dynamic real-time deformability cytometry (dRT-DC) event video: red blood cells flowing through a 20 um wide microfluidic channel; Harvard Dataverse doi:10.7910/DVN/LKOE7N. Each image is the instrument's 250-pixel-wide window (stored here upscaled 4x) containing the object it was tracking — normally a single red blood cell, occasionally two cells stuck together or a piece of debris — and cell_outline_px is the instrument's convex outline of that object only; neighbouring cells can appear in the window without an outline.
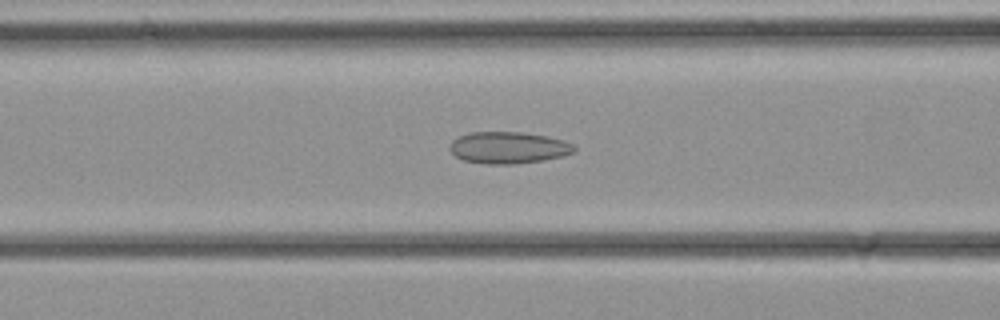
{"species": "common noctule bat (a hibernating species)", "species_latin": "Nyctalus noctula", "temperature_condition": "cold", "stored_images_in_passage": 29, "camera_frame_rate_fps": 3000, "um_per_image_px": 0.085, "animal": {"sex": "female", "body_mass_g": 21.9}, "frame": {"image": 1, "passage_image": 14, "time_ms": 4.333, "image_size_px": [1000, 320], "cell_outline_px": [[576, 148], [572, 152], [564, 156], [544, 160], [512, 164], [488, 164], [464, 160], [456, 156], [448, 148], [448, 144], [452, 140], [468, 132], [524, 132], [548, 136], [564, 140], [572, 144]], "centroid_in_image_um": [43.2, 12.54], "position_along_channel_um": 123.4, "area_um2": 23.12}}
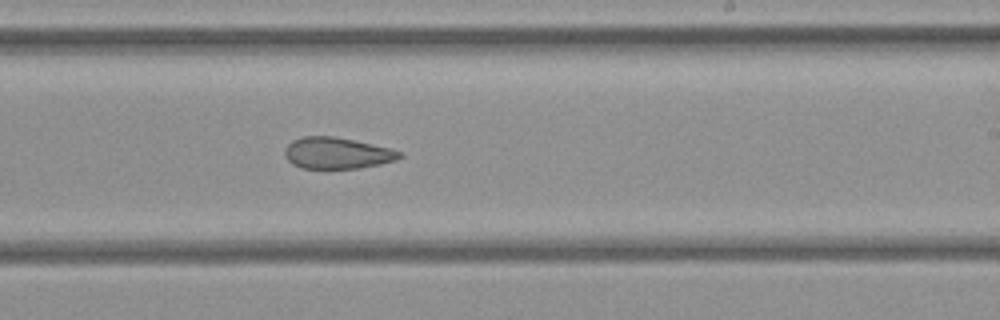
{"frame": {"image": 2, "passage_image": 21, "time_ms": 6.667, "image_size_px": [1000, 320], "cell_outline_px": [[404, 156], [396, 160], [380, 164], [360, 168], [300, 168], [292, 164], [284, 156], [284, 148], [292, 140], [300, 136], [332, 136], [372, 144], [388, 148], [400, 152]], "centroid_in_image_um": [28.6, 13.01], "position_along_channel_um": 260.4, "area_um2": 20.98}}
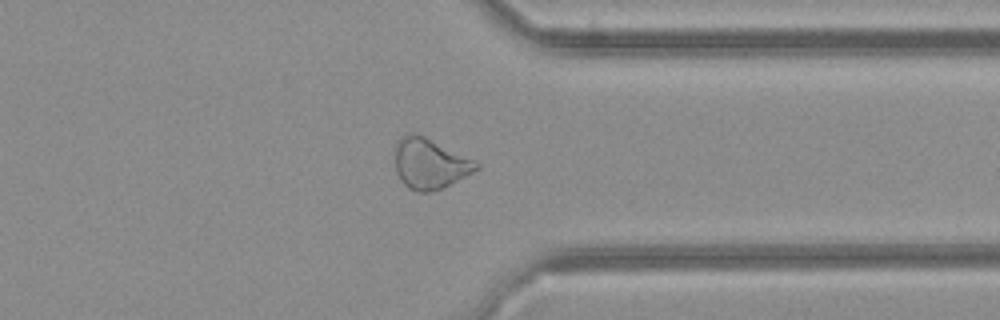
{"frame": {"image": 3, "passage_image": 27, "time_ms": 8.667, "image_size_px": [1000, 320], "cell_outline_px": [[480, 168], [432, 192], [416, 192], [408, 188], [400, 180], [396, 172], [392, 152], [400, 136], [412, 132], [416, 132], [480, 164]], "centroid_in_image_um": [36.42, 13.89], "position_along_channel_um": 375.0, "area_um2": 23.81}}